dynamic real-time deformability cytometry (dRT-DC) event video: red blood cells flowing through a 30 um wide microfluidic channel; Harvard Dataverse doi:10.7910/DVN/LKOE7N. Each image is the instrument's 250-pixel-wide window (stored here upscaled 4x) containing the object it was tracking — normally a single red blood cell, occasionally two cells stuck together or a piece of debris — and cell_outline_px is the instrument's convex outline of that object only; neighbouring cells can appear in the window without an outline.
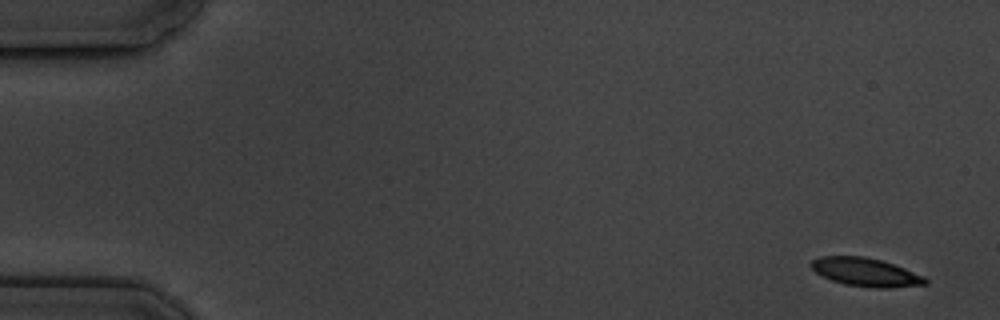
{"species": "common noctule bat (a hibernating species)", "species_latin": "Nyctalus noctula", "temperature_condition": "cold", "stored_images_in_passage": 6, "camera_frame_rate_fps": 3000, "um_per_image_px": 0.085, "animal": {"sex": "male", "body_mass_g": 19.5, "forearm_length_mm": 54.6}, "frame": {"image": 1, "passage_image": 1, "time_ms": 0.0, "image_size_px": [1000, 320], "cell_outline_px": [[928, 284], [888, 288], [872, 288], [844, 284], [832, 280], [816, 272], [808, 264], [812, 260], [820, 256], [864, 256], [880, 260], [904, 268], [924, 276], [928, 280]], "centroid_in_image_um": [73.58, 23.13], "position_along_channel_um": 11.4, "area_um2": 18.84}}
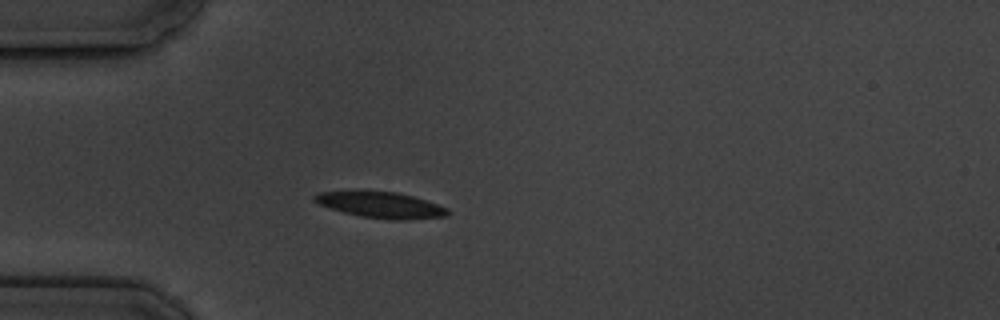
{"frame": {"image": 2, "passage_image": 5, "time_ms": 4.667, "image_size_px": [1000, 320], "cell_outline_px": [[452, 212], [444, 216], [408, 220], [392, 220], [360, 216], [344, 212], [320, 204], [312, 200], [312, 196], [320, 192], [396, 192], [412, 196], [448, 208]], "centroid_in_image_um": [32.41, 17.44], "position_along_channel_um": 52.6, "area_um2": 19.71}}